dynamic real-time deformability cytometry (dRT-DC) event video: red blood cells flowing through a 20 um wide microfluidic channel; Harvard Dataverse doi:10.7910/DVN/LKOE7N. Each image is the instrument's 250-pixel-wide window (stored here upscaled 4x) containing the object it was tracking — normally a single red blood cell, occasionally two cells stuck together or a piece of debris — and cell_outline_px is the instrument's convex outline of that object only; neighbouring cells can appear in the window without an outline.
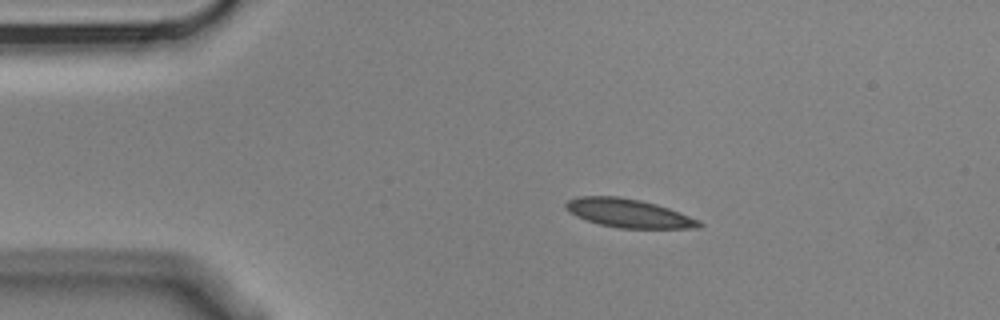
{"species": "Egyptian fruit bat (a non-hibernating species)", "species_latin": "Rousettus aegyptiacus", "temperature_condition": "cold", "stored_images_in_passage": 5, "camera_frame_rate_fps": 3000, "um_per_image_px": 0.085, "animal": {"sex": "male"}, "frame": {"image": 1, "passage_image": 2, "time_ms": 0.333, "image_size_px": [1000, 320], "cell_outline_px": [[704, 224], [700, 228], [620, 228], [600, 224], [576, 216], [568, 212], [564, 208], [564, 204], [568, 200], [580, 196], [616, 196], [640, 200], [656, 204], [680, 212], [700, 220]], "centroid_in_image_um": [53.43, 18.12], "position_along_channel_um": 31.6, "area_um2": 22.2}}
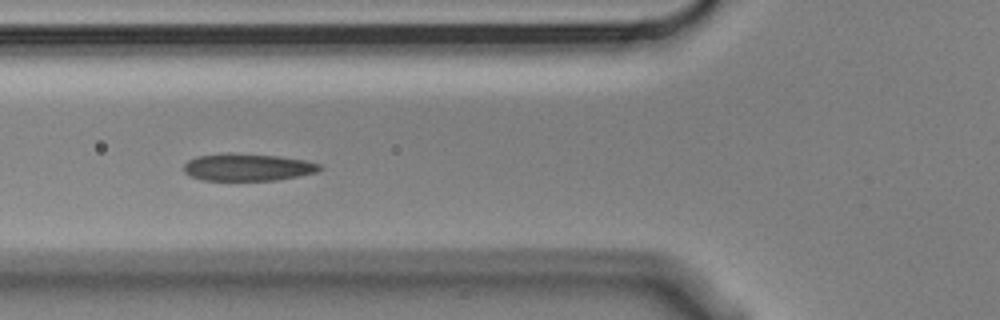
{"frame": {"image": 2, "passage_image": 5, "time_ms": 1.333, "image_size_px": [1000, 320], "cell_outline_px": [[324, 168], [316, 172], [276, 180], [200, 180], [188, 176], [184, 172], [184, 164], [188, 160], [200, 156], [276, 156], [304, 160], [320, 164]], "centroid_in_image_um": [21.06, 14.27], "position_along_channel_um": 104.7, "area_um2": 20.46}}